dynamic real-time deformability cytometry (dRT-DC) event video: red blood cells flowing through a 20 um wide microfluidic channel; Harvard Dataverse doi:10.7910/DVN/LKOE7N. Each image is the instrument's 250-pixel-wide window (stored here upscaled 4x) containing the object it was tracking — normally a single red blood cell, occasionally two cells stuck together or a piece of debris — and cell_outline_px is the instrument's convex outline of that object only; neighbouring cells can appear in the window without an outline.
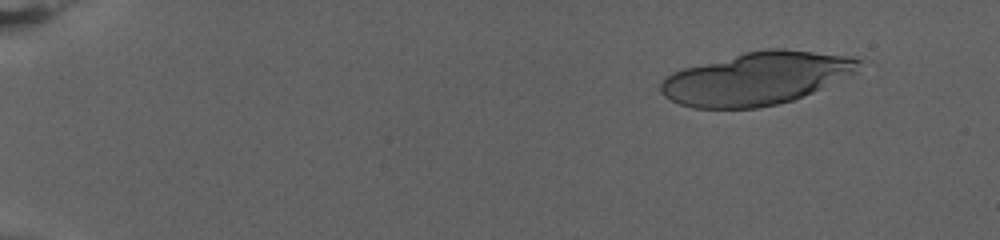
{"species": "human", "species_latin": "Homo sapiens", "temperature_condition": "warm", "stored_images_in_passage": 34, "camera_frame_rate_fps": 3000, "um_per_image_px": 0.085, "donor": {"sex": "female"}, "frame": {"image": 1, "passage_image": 9, "time_ms": 2.667, "image_size_px": [1000, 240], "cell_outline_px": [[864, 60], [856, 72], [812, 92], [792, 100], [776, 104], [756, 108], [692, 108], [680, 104], [664, 96], [660, 88], [660, 84], [664, 76], [672, 72], [684, 68], [744, 52], [768, 48], [784, 48], [852, 56]], "centroid_in_image_um": [64.3, 6.65], "position_along_channel_um": 20.7, "area_um2": 60.75}}
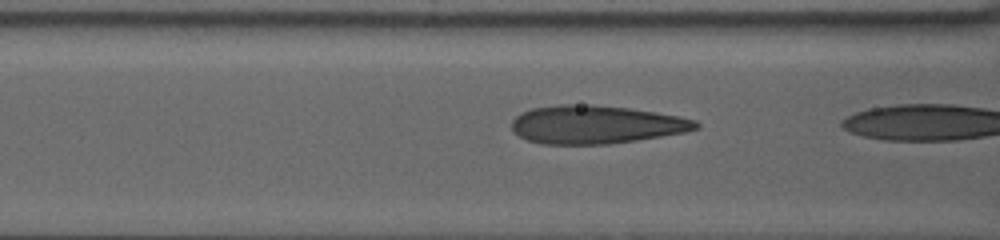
{"frame": {"image": 2, "passage_image": 33, "time_ms": 10.667, "image_size_px": [1000, 240], "cell_outline_px": [[700, 128], [684, 132], [636, 140], [608, 144], [540, 144], [528, 140], [520, 136], [512, 128], [512, 120], [520, 112], [532, 108], [560, 104], [592, 104], [628, 108], [676, 116], [696, 120], [700, 124]], "centroid_in_image_um": [50.62, 10.58], "position_along_channel_um": 116.0, "area_um2": 40.86}}